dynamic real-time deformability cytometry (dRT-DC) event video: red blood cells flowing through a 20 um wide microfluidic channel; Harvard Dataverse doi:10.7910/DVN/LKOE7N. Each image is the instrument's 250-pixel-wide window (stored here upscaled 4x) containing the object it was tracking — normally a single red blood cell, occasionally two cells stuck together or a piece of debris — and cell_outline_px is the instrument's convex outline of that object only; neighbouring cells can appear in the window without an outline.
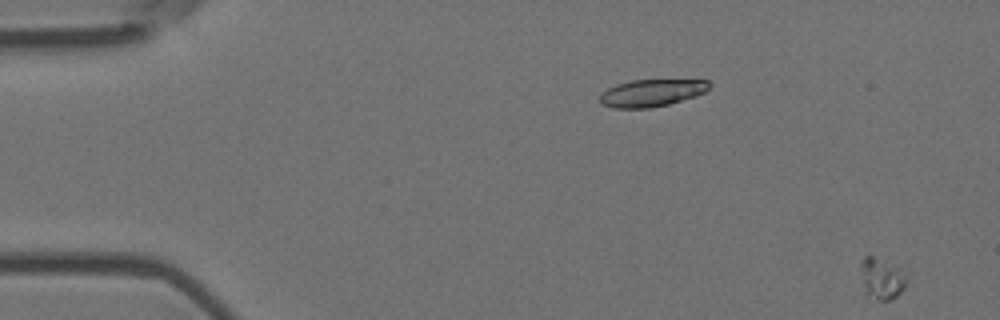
{"species": "Egyptian fruit bat (a non-hibernating species)", "species_latin": "Rousettus aegyptiacus", "temperature_condition": "room temperature", "stored_images_in_passage": 2, "camera_frame_rate_fps": 3000, "um_per_image_px": 0.085, "animal": {"sex": "female"}, "frame": {"image": 1, "passage_image": 2, "time_ms": 0.333, "image_size_px": [1000, 320], "cell_outline_px": [[904, 288], [892, 300], [876, 300], [868, 292], [860, 268], [860, 264], [864, 256], [872, 256], [900, 268], [904, 280]], "centroid_in_image_um": [74.94, 23.67], "position_along_channel_um": 10.1, "area_um2": 10.23}}